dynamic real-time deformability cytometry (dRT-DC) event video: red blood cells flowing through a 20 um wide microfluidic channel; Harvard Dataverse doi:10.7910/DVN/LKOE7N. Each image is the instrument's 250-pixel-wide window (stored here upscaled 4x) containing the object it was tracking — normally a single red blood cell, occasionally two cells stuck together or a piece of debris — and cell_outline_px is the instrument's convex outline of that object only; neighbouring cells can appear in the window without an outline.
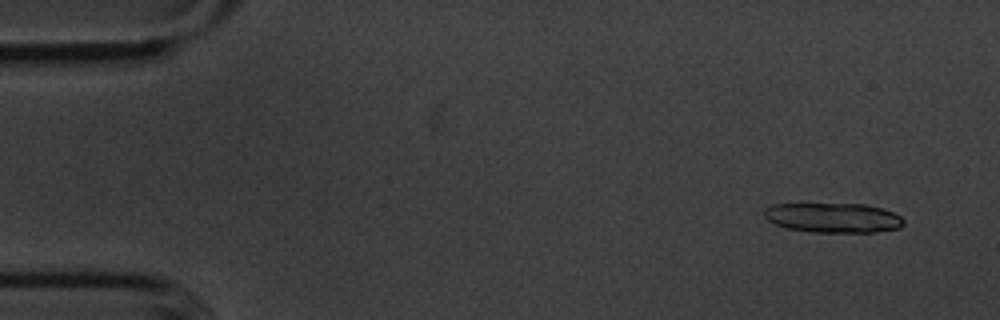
{"species": "common noctule bat (a hibernating species)", "species_latin": "Nyctalus noctula", "temperature_condition": "cold", "stored_images_in_passage": 55, "segment_of_instrument_passage": [1, 2], "camera_frame_rate_fps": 3000, "um_per_image_px": 0.085, "animal": {"sex": "male", "body_mass_g": 20.1, "forearm_length_mm": 53.5}, "frame": {"image": 1, "passage_image": 4, "time_ms": 1.0, "image_size_px": [1000, 320], "cell_outline_px": [[904, 224], [900, 228], [872, 232], [812, 232], [788, 228], [776, 224], [768, 220], [764, 216], [764, 208], [772, 204], [864, 204], [880, 208], [892, 212], [900, 216], [904, 220]], "centroid_in_image_um": [70.81, 18.51], "position_along_channel_um": 14.2, "area_um2": 24.04}}
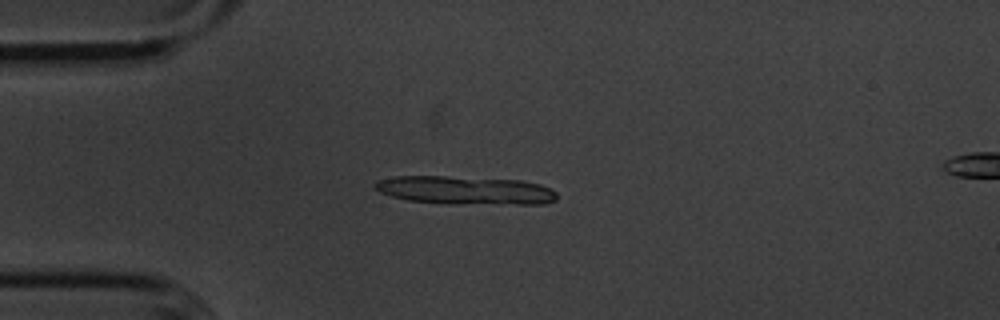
{"frame": {"image": 2, "passage_image": 14, "time_ms": 4.333, "image_size_px": [1000, 320], "cell_outline_px": [[556, 200], [544, 204], [448, 204], [408, 200], [392, 196], [380, 192], [372, 188], [372, 184], [376, 180], [396, 176], [444, 176], [520, 180], [540, 184], [552, 188], [556, 192]], "centroid_in_image_um": [39.53, 16.18], "position_along_channel_um": 45.5, "area_um2": 30.4}}